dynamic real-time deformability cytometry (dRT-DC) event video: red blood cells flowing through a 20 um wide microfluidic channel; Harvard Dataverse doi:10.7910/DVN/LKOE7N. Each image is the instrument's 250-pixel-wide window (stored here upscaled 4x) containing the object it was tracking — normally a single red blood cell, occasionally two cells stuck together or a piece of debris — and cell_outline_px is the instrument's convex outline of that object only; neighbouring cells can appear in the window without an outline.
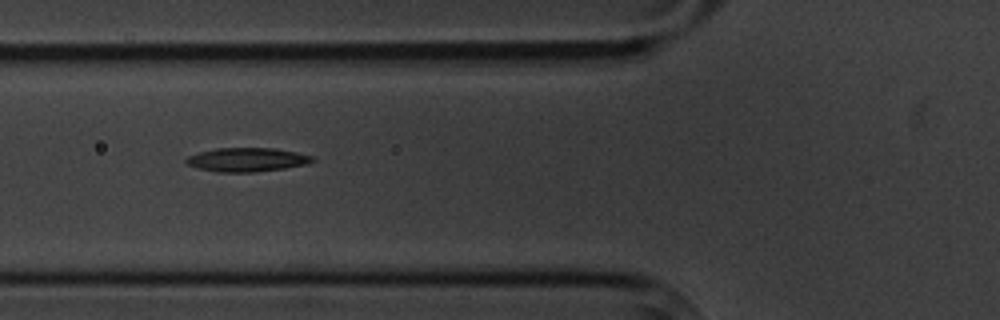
{"species": "common noctule bat (a hibernating species)", "species_latin": "Nyctalus noctula", "temperature_condition": "cold", "stored_images_in_passage": 7, "camera_frame_rate_fps": 3000, "um_per_image_px": 0.085, "animal": {"sex": "male", "body_mass_g": 20.1, "forearm_length_mm": 53.5}, "frame": {"image": 1, "passage_image": 6, "time_ms": 6.0, "image_size_px": [1000, 320], "cell_outline_px": [[316, 160], [308, 164], [284, 168], [256, 172], [216, 172], [196, 168], [188, 164], [184, 160], [188, 156], [200, 152], [216, 148], [272, 148], [296, 152], [312, 156]], "centroid_in_image_um": [20.99, 13.58], "position_along_channel_um": 104.8, "area_um2": 17.57}}
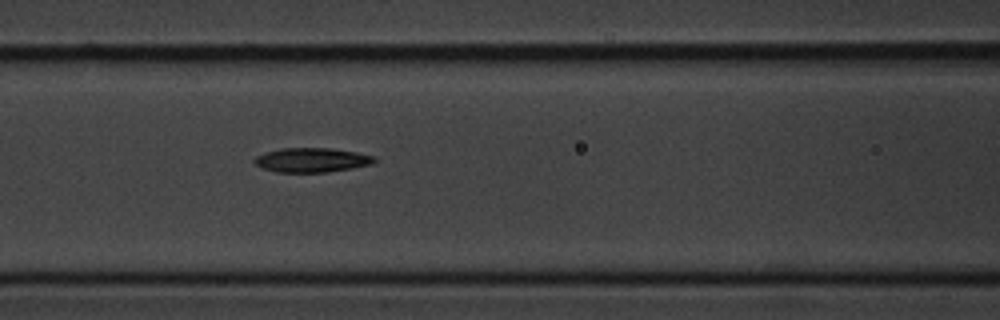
{"frame": {"image": 2, "passage_image": 7, "time_ms": 7.0, "image_size_px": [1000, 320], "cell_outline_px": [[376, 160], [372, 164], [352, 168], [324, 172], [276, 172], [260, 168], [252, 160], [256, 156], [280, 148], [332, 148], [356, 152], [376, 156]], "centroid_in_image_um": [26.5, 13.6], "position_along_channel_um": 140.1, "area_um2": 17.05}}